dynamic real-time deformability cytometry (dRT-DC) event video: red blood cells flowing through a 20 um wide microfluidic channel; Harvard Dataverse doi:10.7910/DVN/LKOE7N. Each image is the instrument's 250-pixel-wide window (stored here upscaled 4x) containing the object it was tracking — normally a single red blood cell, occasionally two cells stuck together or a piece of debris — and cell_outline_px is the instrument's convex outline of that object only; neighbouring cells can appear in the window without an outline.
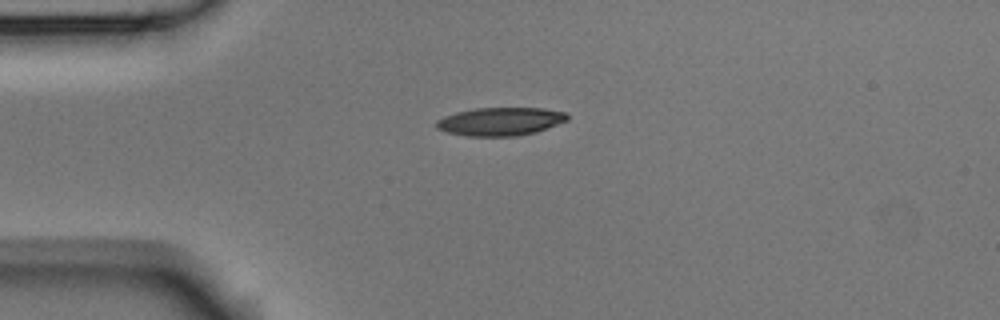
{"species": "Egyptian fruit bat (a non-hibernating species)", "species_latin": "Rousettus aegyptiacus", "temperature_condition": "room temperature", "stored_images_in_passage": 41, "camera_frame_rate_fps": 3000, "um_per_image_px": 0.085, "animal": {"sex": "male"}, "frame": {"image": 1, "passage_image": 1, "time_ms": 0.0, "image_size_px": [1000, 320], "cell_outline_px": [[568, 120], [536, 132], [516, 136], [464, 136], [448, 132], [436, 128], [436, 120], [444, 116], [456, 112], [476, 108], [540, 108], [564, 112], [568, 116]], "centroid_in_image_um": [42.5, 10.33], "position_along_channel_um": 42.5, "area_um2": 21.44}}
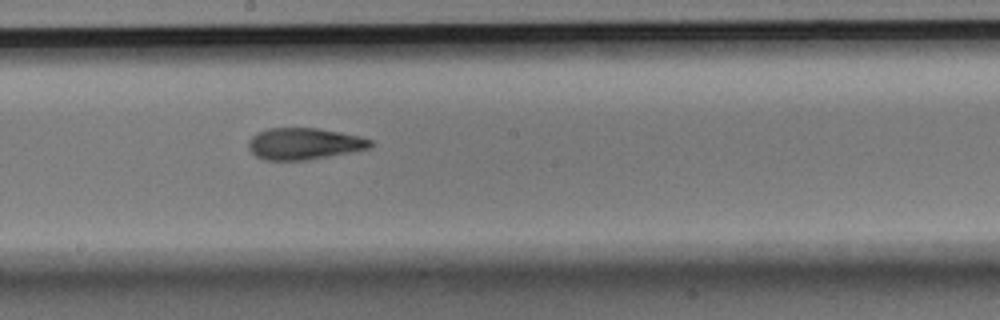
{"frame": {"image": 2, "passage_image": 17, "time_ms": 5.333, "image_size_px": [1000, 320], "cell_outline_px": [[372, 144], [368, 148], [348, 152], [304, 160], [264, 160], [256, 156], [248, 148], [248, 140], [256, 132], [268, 128], [316, 128], [340, 132], [360, 136], [372, 140]], "centroid_in_image_um": [25.79, 12.2], "position_along_channel_um": 222.4, "area_um2": 22.25}}
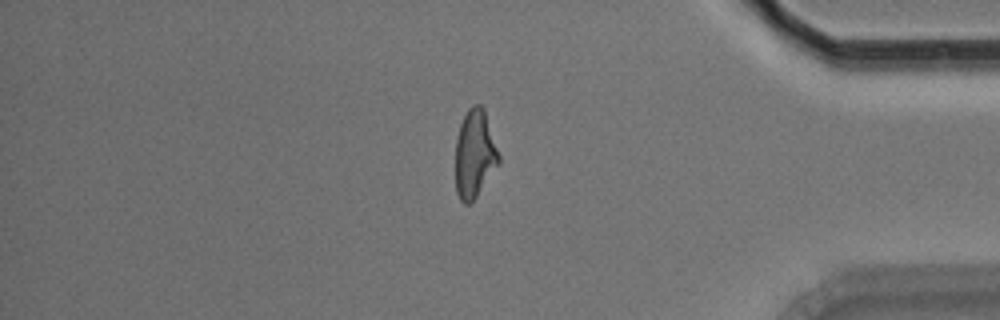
{"frame": {"image": 3, "passage_image": 33, "time_ms": 10.667, "image_size_px": [1000, 320], "cell_outline_px": [[500, 160], [472, 204], [464, 204], [460, 200], [456, 192], [456, 136], [460, 124], [468, 108], [472, 104], [480, 104], [484, 108], [500, 156]], "centroid_in_image_um": [40.33, 13.08], "position_along_channel_um": 394.9, "area_um2": 22.25}, "authors_computed_cell_mechanics": {"area_um2": 22.4842, "velocity_mm_per_s": 3.7722, "shape_relaxation_time_tau1_ms": 6.1937, "shape_relaxation_time_tau2_ms": 2.4367, "deformation_change_tau1": 0.1843, "deformation_change_tau2": 0.106}}